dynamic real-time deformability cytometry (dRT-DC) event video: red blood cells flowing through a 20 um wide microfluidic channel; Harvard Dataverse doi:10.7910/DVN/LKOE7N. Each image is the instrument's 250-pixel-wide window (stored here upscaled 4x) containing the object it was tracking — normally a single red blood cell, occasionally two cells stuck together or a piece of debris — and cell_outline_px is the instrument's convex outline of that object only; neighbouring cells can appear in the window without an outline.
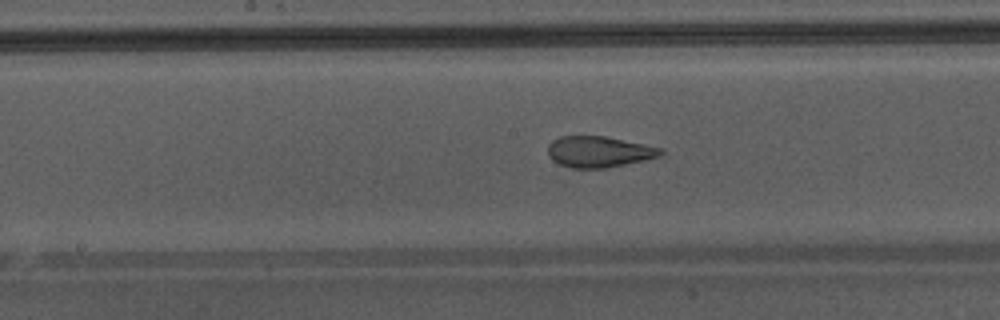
{"species": "Egyptian fruit bat (a non-hibernating species)", "species_latin": "Rousettus aegyptiacus", "temperature_condition": "warm", "stored_images_in_passage": 40, "camera_frame_rate_fps": 3000, "um_per_image_px": 0.085, "animal": {"sex": "male"}, "frame": {"image": 1, "passage_image": 18, "time_ms": 5.667, "image_size_px": [1000, 320], "cell_outline_px": [[664, 152], [660, 156], [644, 160], [608, 168], [572, 168], [560, 164], [552, 160], [548, 156], [548, 144], [552, 140], [560, 136], [604, 136], [664, 148]], "centroid_in_image_um": [50.91, 12.9], "position_along_channel_um": 197.3, "area_um2": 20.52}}
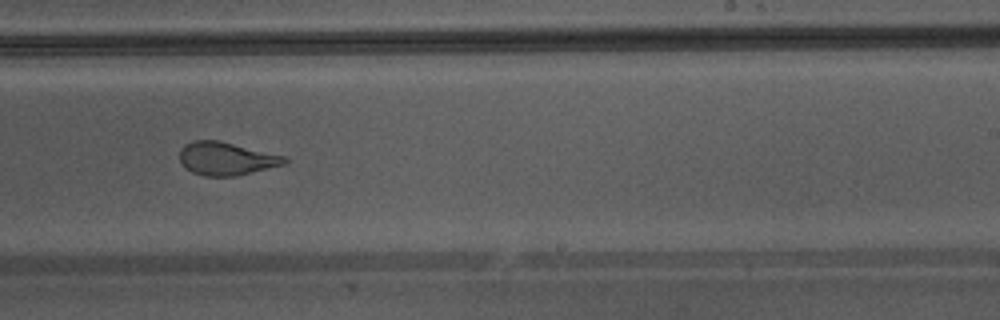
{"frame": {"image": 2, "passage_image": 23, "time_ms": 7.333, "image_size_px": [1000, 320], "cell_outline_px": [[288, 160], [284, 164], [236, 176], [204, 176], [192, 172], [184, 168], [180, 164], [180, 148], [184, 144], [192, 140], [220, 140], [284, 156]], "centroid_in_image_um": [19.17, 13.47], "position_along_channel_um": 269.8, "area_um2": 20.29}, "authors_computed_cell_mechanics": {"area_um2": 23.7558, "velocity_mm_per_s": 4.3664, "shape_relaxation_time_tau1_ms": 7.6822, "shape_relaxation_time_tau2_ms": 0.7597, "deformation_change_tau1": 0.2359, "deformation_change_tau2": 0.095}}